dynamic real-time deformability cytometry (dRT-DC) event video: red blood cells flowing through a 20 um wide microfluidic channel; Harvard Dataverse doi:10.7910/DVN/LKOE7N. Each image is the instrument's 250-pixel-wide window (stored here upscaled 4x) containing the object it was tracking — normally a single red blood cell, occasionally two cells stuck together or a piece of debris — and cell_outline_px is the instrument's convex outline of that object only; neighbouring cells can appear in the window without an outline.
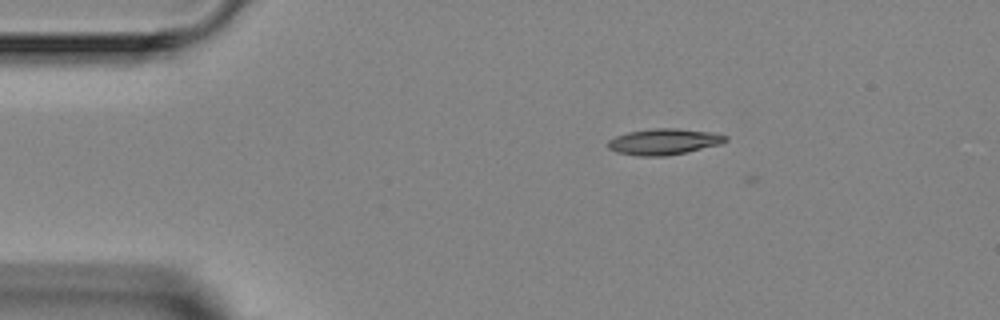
{"species": "Egyptian fruit bat (a non-hibernating species)", "species_latin": "Rousettus aegyptiacus", "temperature_condition": "room temperature", "stored_images_in_passage": 2, "camera_frame_rate_fps": 3000, "um_per_image_px": 0.085, "animal": {"sex": "female"}, "frame": {"image": 1, "passage_image": 1, "time_ms": 0.0, "image_size_px": [1000, 320], "cell_outline_px": [[728, 140], [720, 144], [688, 152], [664, 156], [640, 156], [616, 152], [608, 148], [608, 140], [616, 136], [628, 132], [656, 128], [676, 128], [712, 132], [728, 136]], "centroid_in_image_um": [56.44, 12.04], "position_along_channel_um": 28.6, "area_um2": 17.86}}